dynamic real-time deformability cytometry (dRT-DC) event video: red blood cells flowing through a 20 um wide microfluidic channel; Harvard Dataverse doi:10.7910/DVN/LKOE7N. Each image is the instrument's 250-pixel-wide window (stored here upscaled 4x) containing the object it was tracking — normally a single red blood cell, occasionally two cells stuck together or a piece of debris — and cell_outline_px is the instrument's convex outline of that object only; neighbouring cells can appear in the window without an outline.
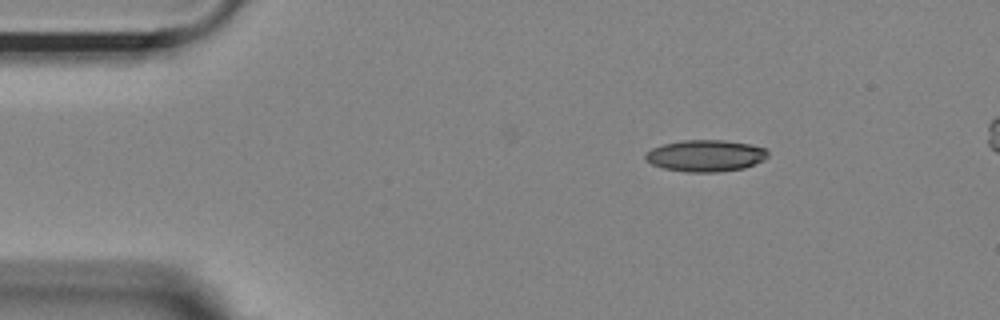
{"species": "Egyptian fruit bat (a non-hibernating species)", "species_latin": "Rousettus aegyptiacus", "temperature_condition": "room temperature", "stored_images_in_passage": 46, "camera_frame_rate_fps": 3000, "um_per_image_px": 0.085, "animal": {"sex": "female"}, "frame": {"image": 1, "passage_image": 1, "time_ms": 0.0, "image_size_px": [1000, 320], "cell_outline_px": [[768, 156], [764, 160], [744, 168], [720, 172], [688, 172], [664, 168], [652, 164], [644, 160], [644, 152], [652, 148], [664, 144], [684, 140], [724, 140], [748, 144], [764, 148], [768, 152]], "centroid_in_image_um": [59.95, 13.24], "position_along_channel_um": 25.1, "area_um2": 22.6}}
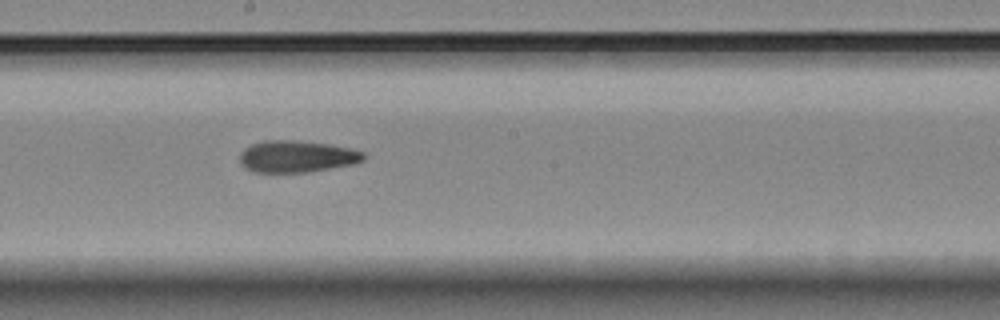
{"frame": {"image": 2, "passage_image": 22, "time_ms": 7.0, "image_size_px": [1000, 320], "cell_outline_px": [[364, 160], [356, 164], [308, 172], [252, 172], [244, 168], [240, 164], [240, 152], [244, 148], [252, 144], [264, 140], [292, 140], [328, 144], [352, 148], [364, 152]], "centroid_in_image_um": [25.22, 13.3], "position_along_channel_um": 223.0, "area_um2": 23.18}}
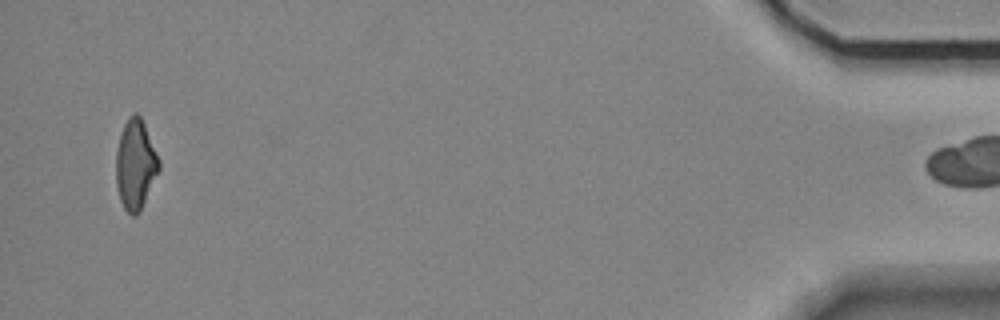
{"frame": {"image": 3, "passage_image": 45, "time_ms": 14.667, "image_size_px": [1000, 320], "cell_outline_px": [[160, 168], [140, 212], [136, 216], [132, 216], [124, 208], [120, 200], [116, 184], [116, 152], [120, 132], [128, 116], [132, 112], [136, 112], [140, 116], [144, 124], [160, 160]], "centroid_in_image_um": [11.5, 13.98], "position_along_channel_um": 423.7, "area_um2": 22.6}, "authors_computed_cell_mechanics": {"area_um2": 23.2067, "velocity_mm_per_s": 3.6952, "shape_relaxation_time_tau1_ms": null, "shape_relaxation_time_tau2_ms": 4.3524, "deformation_change_tau1": null, "deformation_change_tau2": 0.1249}}